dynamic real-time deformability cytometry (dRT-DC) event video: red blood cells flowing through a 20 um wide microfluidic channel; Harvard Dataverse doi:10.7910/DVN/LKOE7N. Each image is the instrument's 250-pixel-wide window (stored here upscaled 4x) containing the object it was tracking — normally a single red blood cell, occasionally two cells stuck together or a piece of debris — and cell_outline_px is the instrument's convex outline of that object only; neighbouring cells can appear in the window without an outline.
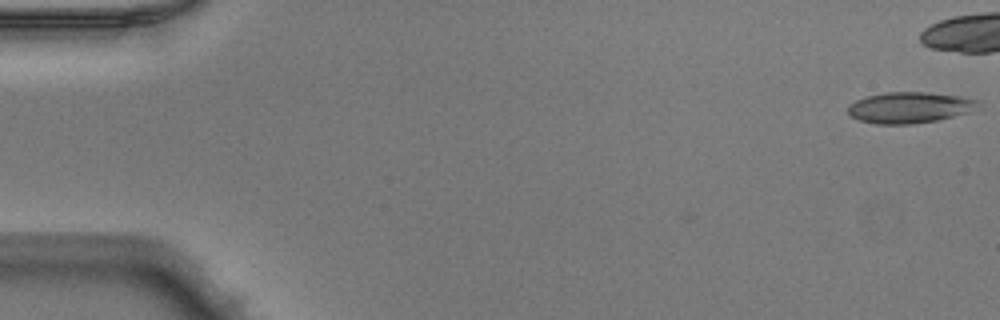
{"species": "Egyptian fruit bat (a non-hibernating species)", "species_latin": "Rousettus aegyptiacus", "temperature_condition": "warm", "stored_images_in_passage": 2, "camera_frame_rate_fps": 3000, "um_per_image_px": 0.085, "animal": {"sex": "male"}, "frame": {"image": 1, "passage_image": 2, "time_ms": 0.333, "image_size_px": [1000, 320], "cell_outline_px": [[980, 104], [976, 108], [968, 112], [936, 120], [912, 124], [876, 124], [860, 120], [848, 116], [848, 104], [856, 100], [868, 96], [884, 92], [928, 92], [960, 96], [980, 100]], "centroid_in_image_um": [77.29, 9.13], "position_along_channel_um": 7.7, "area_um2": 23.58}}